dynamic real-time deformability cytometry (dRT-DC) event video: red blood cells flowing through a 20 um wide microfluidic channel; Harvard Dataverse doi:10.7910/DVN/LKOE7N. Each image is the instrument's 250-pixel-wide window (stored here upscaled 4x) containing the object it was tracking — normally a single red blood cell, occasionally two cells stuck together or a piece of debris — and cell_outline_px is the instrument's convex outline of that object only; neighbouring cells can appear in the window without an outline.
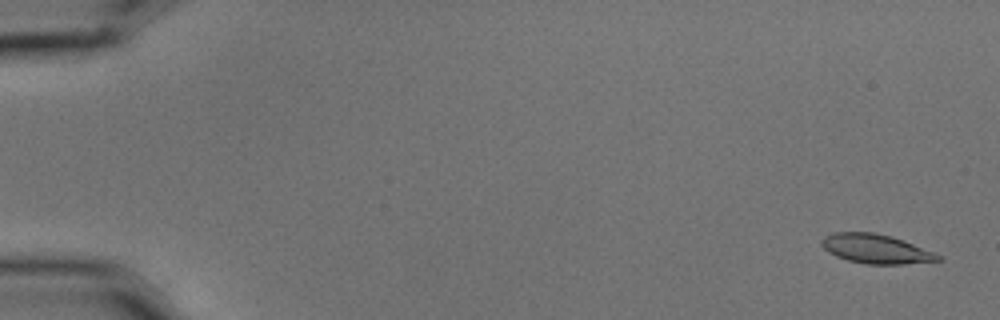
{"species": "common noctule bat (a hibernating species)", "species_latin": "Nyctalus noctula", "temperature_condition": "cold", "stored_images_in_passage": 59, "camera_frame_rate_fps": 3000, "um_per_image_px": 0.085, "animal": {"sex": "male", "body_mass_g": 15.6}, "frame": {"image": 1, "passage_image": 3, "time_ms": 0.667, "image_size_px": [1000, 320], "cell_outline_px": [[944, 260], [904, 264], [864, 264], [848, 260], [836, 256], [828, 252], [820, 244], [820, 240], [824, 236], [836, 232], [872, 232], [892, 236], [936, 252], [944, 256]], "centroid_in_image_um": [74.49, 21.16], "position_along_channel_um": 10.5, "area_um2": 20.11}}
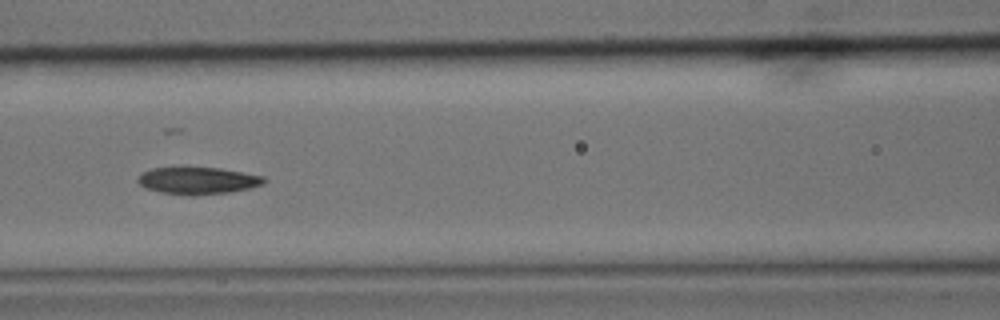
{"frame": {"image": 2, "passage_image": 27, "time_ms": 8.667, "image_size_px": [1000, 320], "cell_outline_px": [[268, 180], [260, 184], [248, 188], [228, 192], [192, 196], [160, 192], [144, 188], [136, 180], [144, 172], [152, 168], [180, 164], [188, 164], [220, 168], [264, 176]], "centroid_in_image_um": [16.74, 15.3], "position_along_channel_um": 149.9, "area_um2": 20.75}}
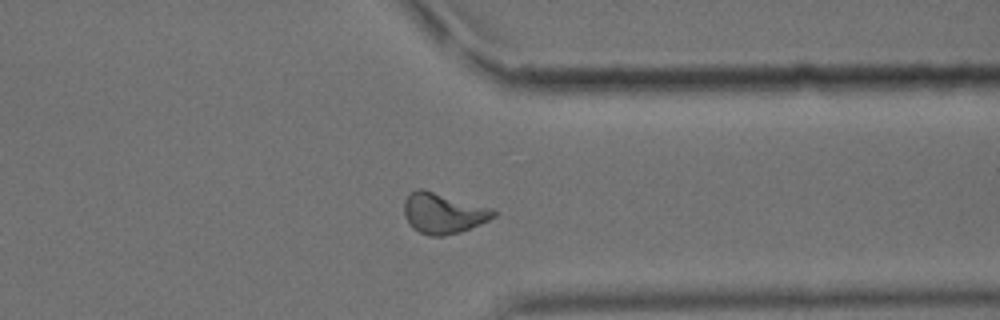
{"frame": {"image": 3, "passage_image": 46, "time_ms": 15.0, "image_size_px": [1000, 320], "cell_outline_px": [[496, 216], [480, 224], [460, 232], [444, 236], [428, 236], [412, 228], [408, 224], [404, 216], [404, 200], [408, 192], [416, 188], [424, 188], [492, 208], [496, 212]], "centroid_in_image_um": [37.62, 18.1], "position_along_channel_um": 373.8, "area_um2": 21.56}, "authors_computed_cell_mechanics": {"area_um2": 20.3456, "velocity_mm_per_s": 3.5554, "shape_relaxation_time_tau1_ms": 5.6997, "shape_relaxation_time_tau2_ms": 3.5985, "deformation_change_tau1": 0.1694, "deformation_change_tau2": 0.1093}}